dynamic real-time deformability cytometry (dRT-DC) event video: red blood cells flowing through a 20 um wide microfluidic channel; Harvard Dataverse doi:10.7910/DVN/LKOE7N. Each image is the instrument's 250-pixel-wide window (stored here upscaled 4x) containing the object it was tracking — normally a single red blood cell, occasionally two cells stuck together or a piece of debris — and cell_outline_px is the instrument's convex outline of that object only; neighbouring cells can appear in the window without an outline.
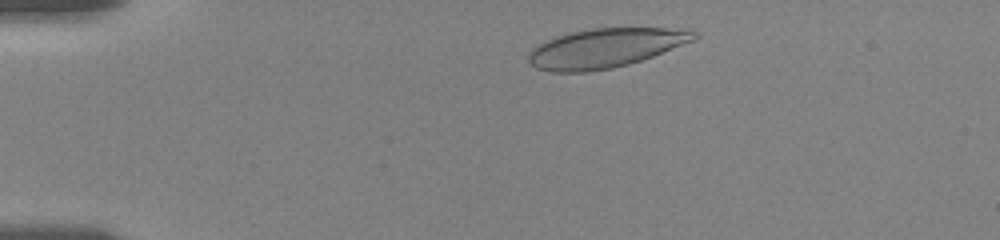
{"species": "human", "species_latin": "Homo sapiens", "temperature_condition": "room temperature", "stored_images_in_passage": 9, "camera_frame_rate_fps": 3000, "um_per_image_px": 0.085, "donor": {"sex": "female"}, "frame": {"image": 1, "passage_image": 3, "time_ms": 1.0, "image_size_px": [1000, 240], "cell_outline_px": [[700, 36], [692, 40], [652, 56], [628, 64], [612, 68], [584, 72], [552, 72], [536, 68], [528, 60], [528, 56], [532, 48], [552, 36], [568, 32], [592, 28], [664, 28], [700, 32]], "centroid_in_image_um": [51.37, 4.08], "position_along_channel_um": 33.6, "area_um2": 37.63}}
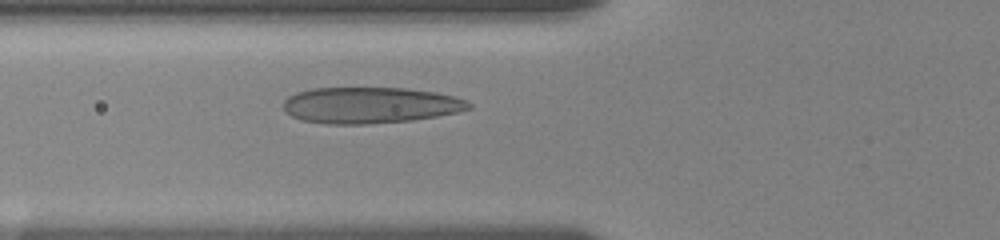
{"frame": {"image": 2, "passage_image": 9, "time_ms": 4.333, "image_size_px": [1000, 240], "cell_outline_px": [[472, 108], [456, 112], [436, 116], [412, 120], [364, 124], [328, 124], [300, 120], [284, 112], [284, 100], [288, 96], [296, 92], [312, 88], [408, 88], [436, 92], [456, 96], [468, 100], [472, 104]], "centroid_in_image_um": [31.47, 8.93], "position_along_channel_um": 94.3, "area_um2": 39.36}}